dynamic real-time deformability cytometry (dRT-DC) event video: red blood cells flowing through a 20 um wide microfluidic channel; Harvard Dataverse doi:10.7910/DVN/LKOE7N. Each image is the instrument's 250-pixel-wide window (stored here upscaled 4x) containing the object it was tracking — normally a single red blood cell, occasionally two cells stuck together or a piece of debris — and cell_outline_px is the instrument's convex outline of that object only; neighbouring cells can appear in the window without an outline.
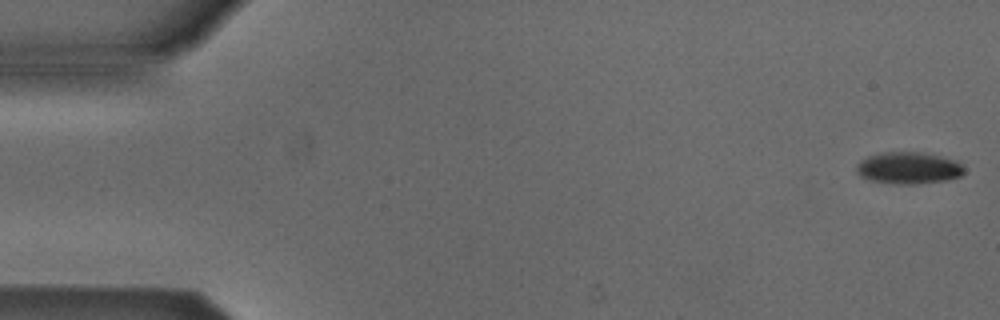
{"species": "Egyptian fruit bat (a non-hibernating species)", "species_latin": "Rousettus aegyptiacus", "temperature_condition": "cold", "stored_images_in_passage": 5, "segment_of_instrument_passage": [1, 2], "camera_frame_rate_fps": 3000, "um_per_image_px": 0.085, "animal": {"sex": "male"}, "frame": {"image": 1, "passage_image": 1, "time_ms": 0.0, "image_size_px": [1000, 320], "cell_outline_px": [[964, 172], [960, 176], [948, 180], [916, 184], [896, 184], [868, 180], [860, 176], [856, 172], [856, 164], [860, 160], [868, 156], [884, 152], [920, 152], [940, 156], [956, 160], [964, 168]], "centroid_in_image_um": [77.2, 14.28], "position_along_channel_um": 7.8, "area_um2": 20.11}}
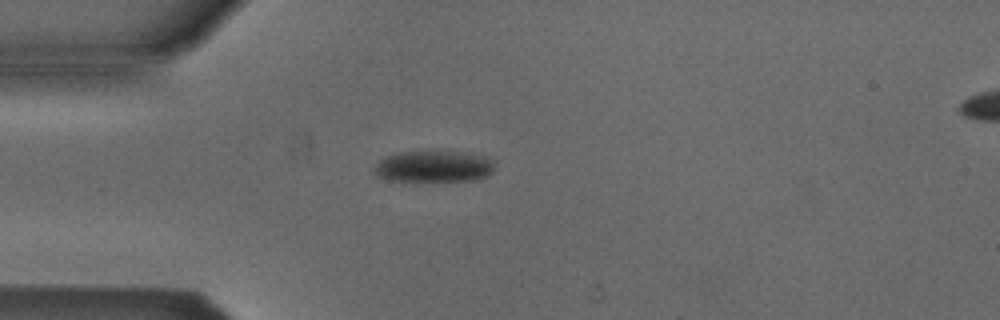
{"frame": {"image": 2, "passage_image": 4, "time_ms": 4.333, "image_size_px": [1000, 320], "cell_outline_px": [[492, 172], [488, 176], [480, 180], [420, 184], [388, 180], [376, 176], [372, 172], [372, 168], [380, 160], [388, 156], [400, 152], [468, 152], [492, 160]], "centroid_in_image_um": [36.82, 14.23], "position_along_channel_um": 48.2, "area_um2": 23.06}}